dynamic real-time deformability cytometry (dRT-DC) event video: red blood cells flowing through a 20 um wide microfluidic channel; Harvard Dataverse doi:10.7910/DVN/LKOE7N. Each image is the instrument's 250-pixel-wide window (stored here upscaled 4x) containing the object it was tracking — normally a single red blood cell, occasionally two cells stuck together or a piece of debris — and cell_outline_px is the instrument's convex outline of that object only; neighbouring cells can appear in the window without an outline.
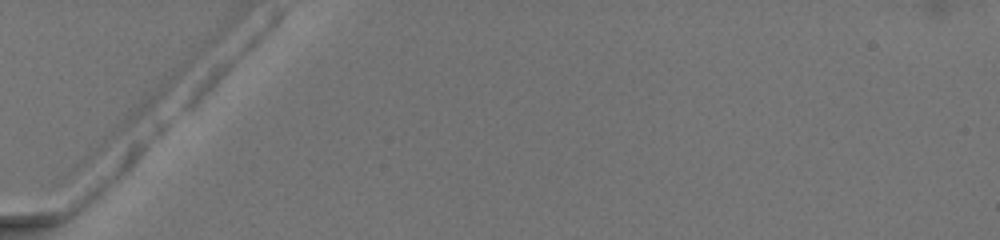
{"species": "common noctule bat (a hibernating species)", "species_latin": "Nyctalus noctula", "temperature_condition": "warm", "stored_images_in_passage": 2, "camera_frame_rate_fps": 3000, "um_per_image_px": 0.085, "animal": {"sex": "female", "body_mass_g": 19.5, "forearm_length_mm": 54.1}, "frame": {"image": 1, "passage_image": 1, "time_ms": 0.0, "image_size_px": [1000, 240], "cell_outline_px": [[184, 72], [168, 92], [144, 116], [76, 176], [68, 176], [68, 168], [72, 164], [168, 76], [180, 68], [184, 68]], "centroid_in_image_um": [10.63, 10.51], "position_along_channel_um": 74.4, "area_um2": 13.18}}